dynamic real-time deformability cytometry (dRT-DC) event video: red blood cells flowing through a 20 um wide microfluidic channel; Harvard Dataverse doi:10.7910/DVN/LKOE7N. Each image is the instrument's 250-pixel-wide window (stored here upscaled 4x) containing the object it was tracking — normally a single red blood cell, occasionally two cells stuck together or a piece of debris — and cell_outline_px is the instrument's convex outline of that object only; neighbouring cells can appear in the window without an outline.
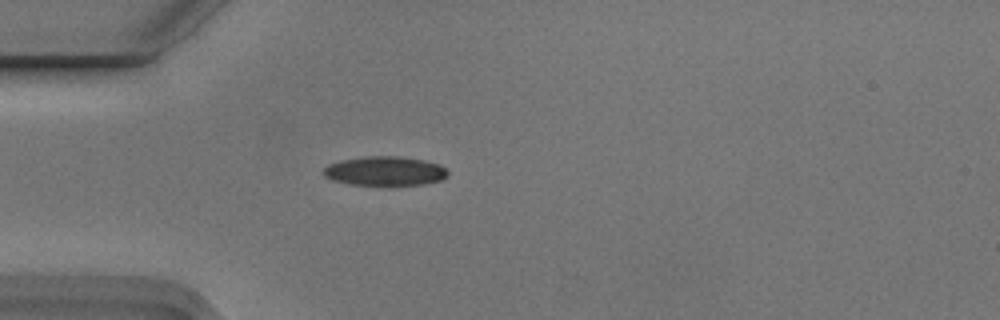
{"species": "Egyptian fruit bat (a non-hibernating species)", "species_latin": "Rousettus aegyptiacus", "temperature_condition": "cold", "stored_images_in_passage": 1, "camera_frame_rate_fps": 3000, "um_per_image_px": 0.085, "animal": {"sex": "male"}, "frame": {"image": 1, "passage_image": 1, "time_ms": 0.0, "image_size_px": [1000, 320], "cell_outline_px": [[448, 176], [440, 180], [424, 184], [388, 188], [348, 184], [332, 180], [324, 176], [320, 172], [328, 164], [340, 160], [364, 156], [396, 156], [424, 160], [440, 164], [448, 172]], "centroid_in_image_um": [32.68, 14.58], "position_along_channel_um": 52.3, "area_um2": 22.2}}